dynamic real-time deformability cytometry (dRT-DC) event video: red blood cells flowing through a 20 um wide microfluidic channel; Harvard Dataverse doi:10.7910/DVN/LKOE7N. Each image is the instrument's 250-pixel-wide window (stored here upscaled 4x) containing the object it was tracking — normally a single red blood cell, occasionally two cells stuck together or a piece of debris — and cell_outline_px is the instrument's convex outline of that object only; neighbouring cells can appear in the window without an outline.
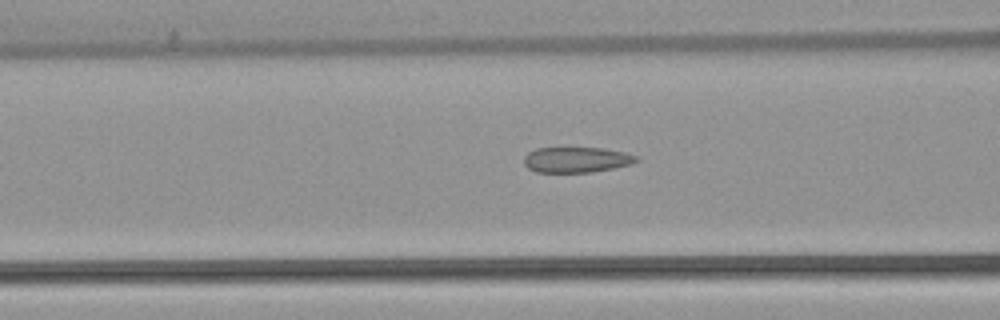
{"species": "common noctule bat (a hibernating species)", "species_latin": "Nyctalus noctula", "temperature_condition": "warm", "stored_images_in_passage": 31, "camera_frame_rate_fps": 3000, "um_per_image_px": 0.085, "animal": {"sex": "female", "body_mass_g": 22.7, "forearm_length_mm": 54.2}, "frame": {"image": 1, "passage_image": 9, "time_ms": 2.667, "image_size_px": [1000, 320], "cell_outline_px": [[640, 160], [628, 164], [612, 168], [592, 172], [536, 172], [528, 168], [524, 164], [524, 156], [528, 152], [536, 148], [604, 148], [628, 152], [636, 156]], "centroid_in_image_um": [48.99, 13.57], "position_along_channel_um": 117.6, "area_um2": 16.7}}
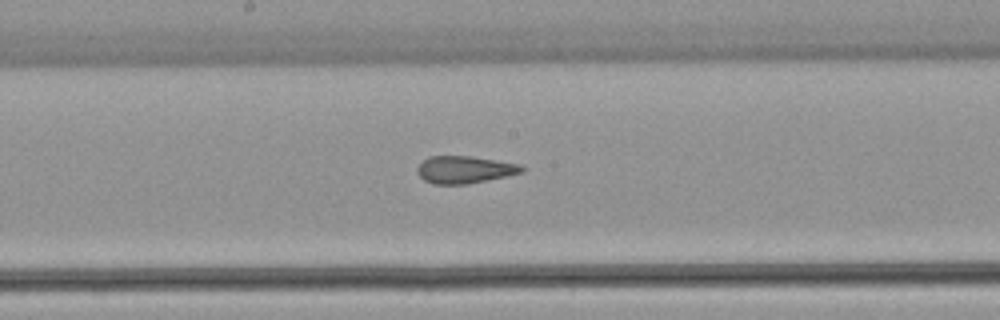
{"frame": {"image": 2, "passage_image": 16, "time_ms": 5.0, "image_size_px": [1000, 320], "cell_outline_px": [[524, 172], [508, 176], [468, 184], [432, 184], [424, 180], [416, 172], [416, 168], [428, 156], [472, 156], [520, 164], [524, 168]], "centroid_in_image_um": [39.49, 14.42], "position_along_channel_um": 208.7, "area_um2": 16.76}}
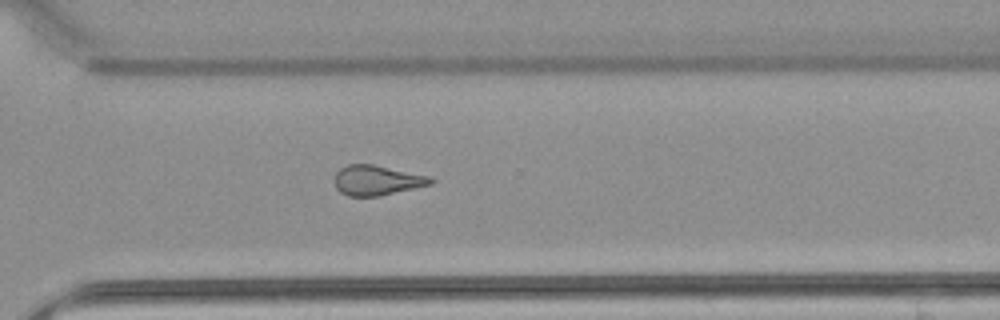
{"frame": {"image": 3, "passage_image": 26, "time_ms": 8.333, "image_size_px": [1000, 320], "cell_outline_px": [[436, 180], [432, 184], [380, 196], [348, 196], [340, 192], [336, 188], [332, 180], [336, 172], [340, 168], [348, 164], [372, 164], [428, 176]], "centroid_in_image_um": [31.99, 15.33], "position_along_channel_um": 338.6, "area_um2": 16.88}}